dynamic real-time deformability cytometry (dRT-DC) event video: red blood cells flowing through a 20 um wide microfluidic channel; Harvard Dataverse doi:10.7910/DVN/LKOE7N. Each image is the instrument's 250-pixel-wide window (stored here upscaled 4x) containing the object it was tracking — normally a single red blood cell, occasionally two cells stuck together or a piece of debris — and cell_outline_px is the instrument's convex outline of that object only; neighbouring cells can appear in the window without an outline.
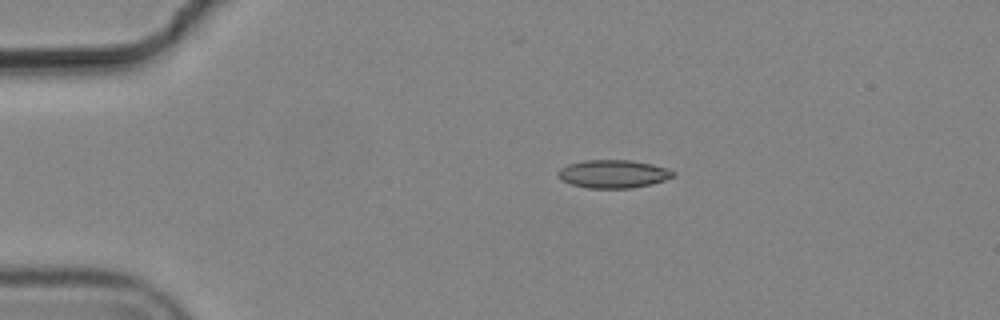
{"species": "common noctule bat (a hibernating species)", "species_latin": "Nyctalus noctula", "temperature_condition": "cold", "stored_images_in_passage": 3, "camera_frame_rate_fps": 3000, "um_per_image_px": 0.085, "animal": {"sex": "male", "body_mass_g": 19.2, "forearm_length_mm": 51.8}, "frame": {"image": 1, "passage_image": 2, "time_ms": 0.333, "image_size_px": [1000, 320], "cell_outline_px": [[676, 176], [652, 184], [632, 188], [588, 188], [572, 184], [560, 180], [556, 176], [556, 172], [560, 168], [568, 164], [584, 160], [628, 160], [652, 164], [676, 172]], "centroid_in_image_um": [52.09, 14.78], "position_along_channel_um": 32.9, "area_um2": 18.96}}